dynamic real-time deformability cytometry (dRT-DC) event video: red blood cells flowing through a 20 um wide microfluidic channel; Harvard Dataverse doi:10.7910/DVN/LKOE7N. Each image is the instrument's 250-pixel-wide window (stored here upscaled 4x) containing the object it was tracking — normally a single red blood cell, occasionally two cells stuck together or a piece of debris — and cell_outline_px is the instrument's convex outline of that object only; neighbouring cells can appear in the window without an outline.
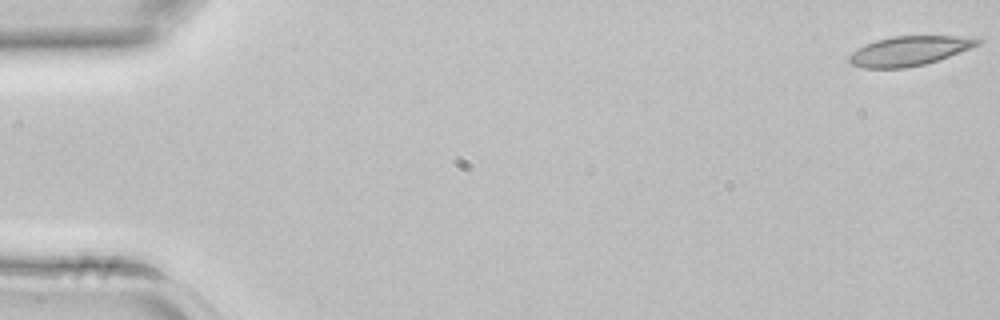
{"species": "common noctule bat (a hibernating species)", "species_latin": "Nyctalus noctula", "temperature_condition": "room temperature", "stored_images_in_passage": 44, "camera_frame_rate_fps": 3000, "um_per_image_px": 0.085, "animal": {"sex": "female", "body_mass_g": 22.7, "forearm_length_mm": 54.2}, "frame": {"image": 1, "passage_image": 1, "time_ms": 0.0, "image_size_px": [1000, 320], "cell_outline_px": [[984, 40], [980, 44], [948, 56], [924, 64], [904, 68], [864, 68], [852, 64], [848, 60], [848, 56], [852, 52], [864, 44], [876, 40], [892, 36], [960, 36]], "centroid_in_image_um": [77.24, 4.32], "position_along_channel_um": 7.8, "area_um2": 21.85}}
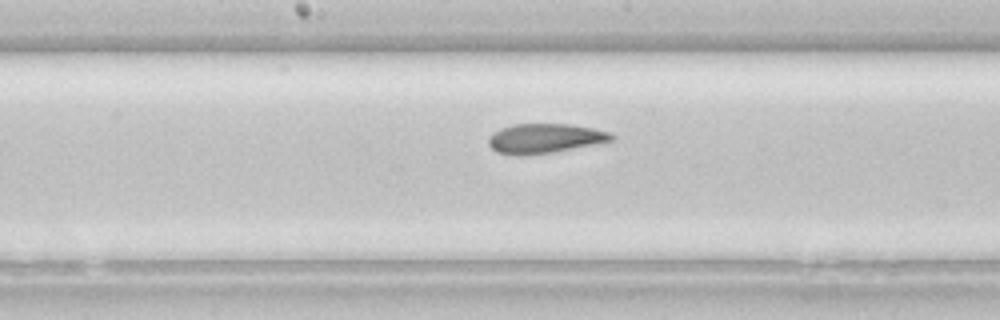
{"frame": {"image": 2, "passage_image": 23, "time_ms": 7.333, "image_size_px": [1000, 320], "cell_outline_px": [[616, 136], [612, 140], [552, 152], [524, 156], [520, 156], [496, 152], [488, 144], [488, 136], [492, 132], [500, 128], [512, 124], [572, 124], [592, 128], [608, 132]], "centroid_in_image_um": [46.23, 11.76], "position_along_channel_um": 202.0, "area_um2": 21.15}}
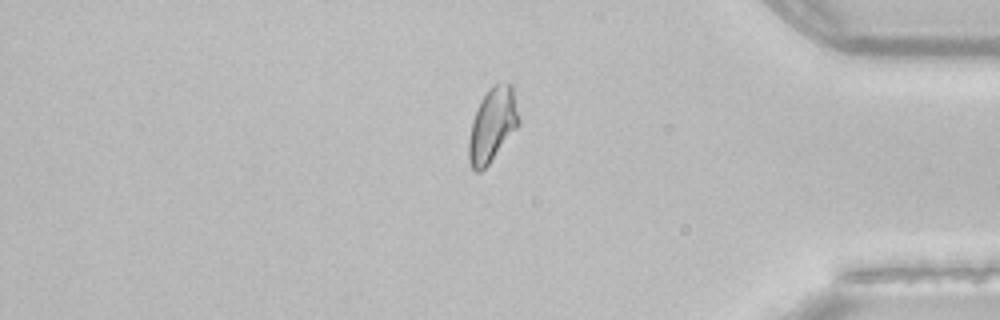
{"frame": {"image": 3, "passage_image": 37, "time_ms": 12.0, "image_size_px": [1000, 320], "cell_outline_px": [[520, 124], [488, 164], [480, 172], [476, 172], [472, 168], [468, 160], [468, 140], [472, 120], [480, 100], [488, 88], [492, 84], [512, 84], [520, 120]], "centroid_in_image_um": [41.84, 10.61], "position_along_channel_um": 393.4, "area_um2": 21.56}}